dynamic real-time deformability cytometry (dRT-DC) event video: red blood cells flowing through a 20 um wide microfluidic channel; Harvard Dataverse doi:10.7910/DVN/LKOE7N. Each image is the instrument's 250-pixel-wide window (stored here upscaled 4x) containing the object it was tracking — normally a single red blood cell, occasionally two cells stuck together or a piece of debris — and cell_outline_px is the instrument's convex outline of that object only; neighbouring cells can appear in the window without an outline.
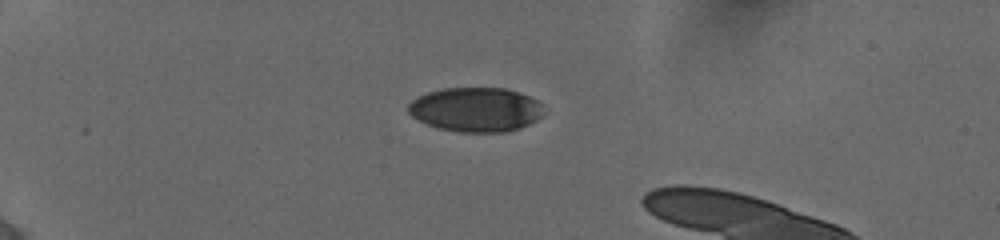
{"species": "human", "species_latin": "Homo sapiens", "temperature_condition": "cold", "stored_images_in_passage": 38, "camera_frame_rate_fps": 3000, "um_per_image_px": 0.085, "donor": {"sex": "female"}, "frame": {"image": 1, "passage_image": 1, "time_ms": 0.0, "image_size_px": [1000, 240], "cell_outline_px": [[544, 116], [520, 128], [508, 132], [460, 132], [440, 128], [428, 124], [412, 116], [408, 112], [408, 104], [416, 96], [428, 92], [444, 88], [504, 88], [528, 96], [544, 104]], "centroid_in_image_um": [40.47, 9.31], "position_along_channel_um": 44.5, "area_um2": 35.08}}
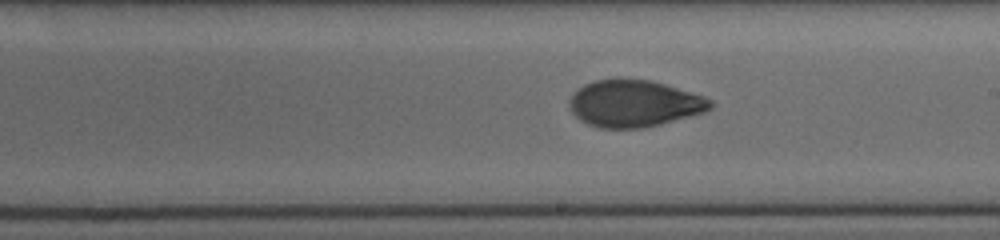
{"frame": {"image": 2, "passage_image": 20, "time_ms": 6.333, "image_size_px": [1000, 240], "cell_outline_px": [[712, 108], [704, 112], [660, 124], [640, 128], [600, 128], [588, 124], [580, 120], [568, 108], [568, 100], [572, 92], [584, 84], [596, 80], [620, 76], [648, 80], [664, 84], [704, 96], [712, 100]], "centroid_in_image_um": [53.84, 8.77], "position_along_channel_um": 235.2, "area_um2": 38.96}}
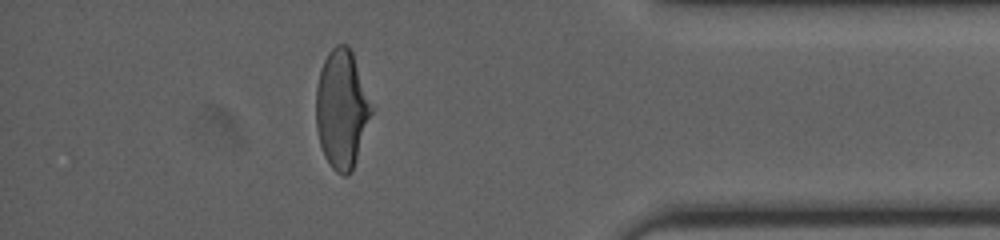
{"frame": {"image": 3, "passage_image": 35, "time_ms": 11.333, "image_size_px": [1000, 240], "cell_outline_px": [[372, 112], [352, 172], [348, 176], [344, 176], [336, 172], [332, 168], [324, 156], [320, 144], [316, 128], [316, 88], [320, 68], [328, 52], [336, 44], [348, 44], [352, 52], [372, 108]], "centroid_in_image_um": [29.01, 9.29], "position_along_channel_um": 406.2, "area_um2": 37.97}}